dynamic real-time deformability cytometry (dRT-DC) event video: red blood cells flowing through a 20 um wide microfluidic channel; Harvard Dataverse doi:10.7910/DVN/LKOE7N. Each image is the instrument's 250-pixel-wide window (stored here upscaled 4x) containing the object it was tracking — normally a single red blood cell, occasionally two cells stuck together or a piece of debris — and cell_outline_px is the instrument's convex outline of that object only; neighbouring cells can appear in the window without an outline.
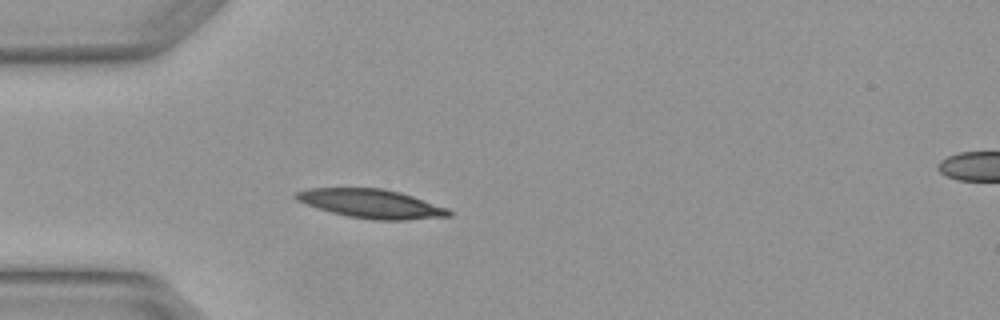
{"species": "Egyptian fruit bat (a non-hibernating species)", "species_latin": "Rousettus aegyptiacus", "temperature_condition": "warm", "stored_images_in_passage": 5, "segment_of_instrument_passage": [1, 2], "camera_frame_rate_fps": 3000, "um_per_image_px": 0.085, "animal": {"sex": "female"}, "frame": {"image": 1, "passage_image": 4, "time_ms": 1.0, "image_size_px": [1000, 320], "cell_outline_px": [[452, 216], [408, 220], [372, 220], [348, 216], [332, 212], [296, 200], [292, 196], [296, 192], [308, 188], [384, 188], [400, 192], [448, 208], [452, 212]], "centroid_in_image_um": [31.59, 17.31], "position_along_channel_um": 53.4, "area_um2": 25.66}}